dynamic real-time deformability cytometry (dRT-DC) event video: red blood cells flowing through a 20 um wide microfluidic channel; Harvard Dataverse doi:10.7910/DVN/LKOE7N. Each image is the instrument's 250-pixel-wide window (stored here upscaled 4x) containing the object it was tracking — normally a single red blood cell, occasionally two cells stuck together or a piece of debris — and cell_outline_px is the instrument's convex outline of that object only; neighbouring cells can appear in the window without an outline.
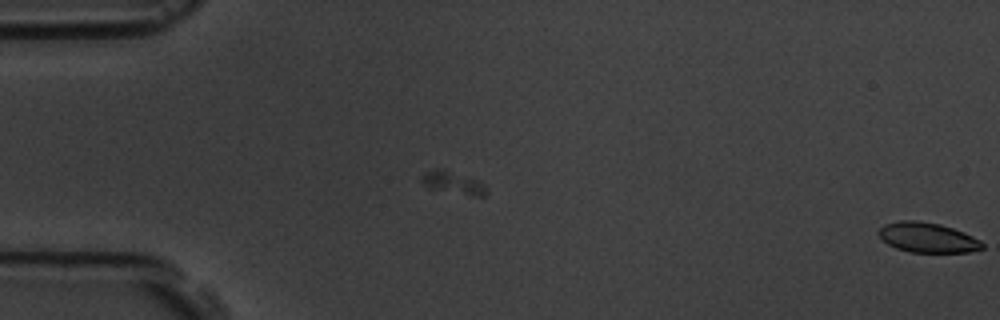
{"species": "common noctule bat (a hibernating species)", "species_latin": "Nyctalus noctula", "temperature_condition": "room temperature", "stored_images_in_passage": 2, "camera_frame_rate_fps": 3000, "um_per_image_px": 0.085, "animal": {"sex": "male", "body_mass_g": 19.5, "forearm_length_mm": 54.6}, "frame": {"image": 1, "passage_image": 2, "time_ms": 1.333, "image_size_px": [1000, 320], "cell_outline_px": [[984, 248], [968, 252], [912, 252], [896, 248], [888, 244], [876, 232], [884, 224], [900, 220], [916, 220], [940, 224], [964, 232], [980, 240], [984, 244]], "centroid_in_image_um": [78.84, 20.18], "position_along_channel_um": 6.2, "area_um2": 18.03}}